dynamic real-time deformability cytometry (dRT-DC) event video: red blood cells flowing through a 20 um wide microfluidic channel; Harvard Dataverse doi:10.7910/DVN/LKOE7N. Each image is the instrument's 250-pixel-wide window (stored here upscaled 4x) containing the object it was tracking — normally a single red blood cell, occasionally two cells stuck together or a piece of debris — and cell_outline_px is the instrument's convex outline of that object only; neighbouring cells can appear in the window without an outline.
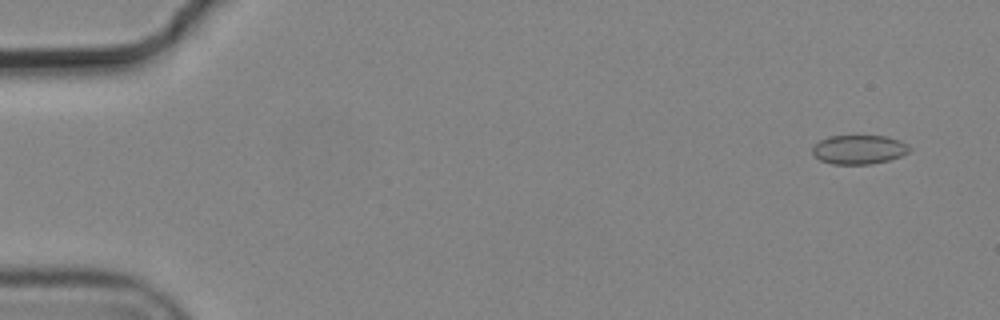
{"species": "common noctule bat (a hibernating species)", "species_latin": "Nyctalus noctula", "temperature_condition": "cold", "stored_images_in_passage": 4, "camera_frame_rate_fps": 3000, "um_per_image_px": 0.085, "animal": {"sex": "male", "body_mass_g": 19.2, "forearm_length_mm": 51.8}, "frame": {"image": 1, "passage_image": 1, "time_ms": 0.0, "image_size_px": [1000, 320], "cell_outline_px": [[912, 148], [908, 152], [900, 156], [888, 160], [872, 164], [832, 164], [820, 160], [812, 152], [812, 148], [820, 140], [828, 136], [888, 136], [900, 140], [908, 144]], "centroid_in_image_um": [73.03, 12.7], "position_along_channel_um": 12.0, "area_um2": 16.47}}
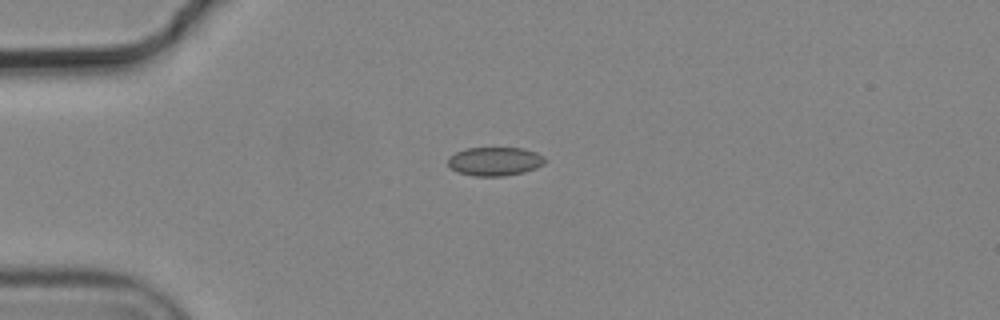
{"frame": {"image": 2, "passage_image": 4, "time_ms": 1.0, "image_size_px": [1000, 320], "cell_outline_px": [[544, 164], [536, 168], [524, 172], [504, 176], [472, 176], [456, 172], [448, 164], [448, 156], [456, 152], [468, 148], [524, 148], [536, 152], [544, 156]], "centroid_in_image_um": [42.05, 13.72], "position_along_channel_um": 43.0, "area_um2": 16.3}}